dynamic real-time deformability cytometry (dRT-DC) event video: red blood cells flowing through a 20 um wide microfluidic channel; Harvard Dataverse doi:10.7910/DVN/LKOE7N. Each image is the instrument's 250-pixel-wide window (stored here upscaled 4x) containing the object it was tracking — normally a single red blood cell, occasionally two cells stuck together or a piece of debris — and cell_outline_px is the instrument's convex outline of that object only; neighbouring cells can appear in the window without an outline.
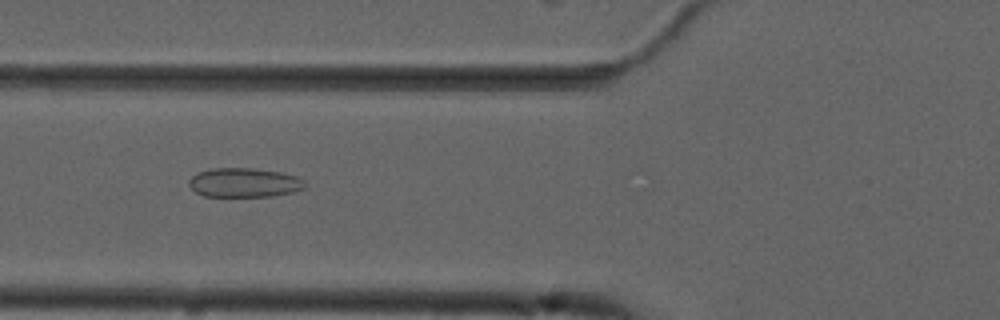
{"species": "common noctule bat (a hibernating species)", "species_latin": "Nyctalus noctula", "temperature_condition": "cold", "stored_images_in_passage": 5, "camera_frame_rate_fps": 3000, "um_per_image_px": 0.085, "animal": {"sex": "male", "forearm_length_mm": 52.5}, "frame": {"image": 1, "passage_image": 3, "time_ms": 2.333, "image_size_px": [1000, 320], "cell_outline_px": [[304, 188], [292, 192], [272, 196], [204, 196], [196, 192], [188, 184], [188, 180], [192, 176], [200, 172], [212, 168], [252, 168], [280, 172], [296, 176], [304, 180]], "centroid_in_image_um": [20.74, 15.52], "position_along_channel_um": 105.1, "area_um2": 19.59}}
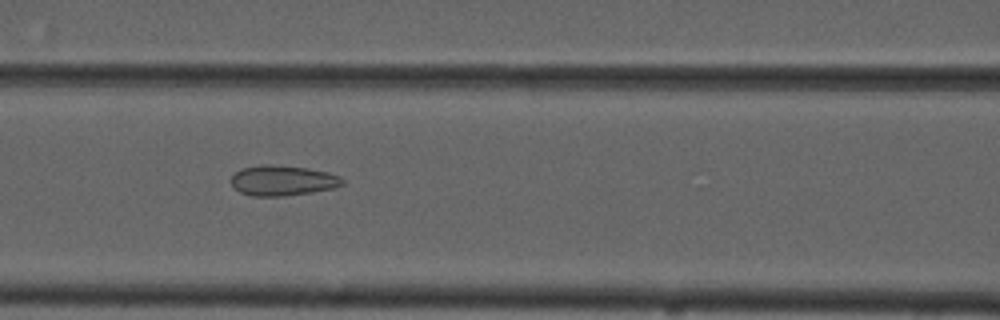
{"frame": {"image": 2, "passage_image": 4, "time_ms": 3.333, "image_size_px": [1000, 320], "cell_outline_px": [[344, 184], [332, 188], [312, 192], [284, 196], [252, 196], [240, 192], [232, 184], [232, 176], [236, 172], [244, 168], [260, 164], [268, 164], [308, 168], [328, 172], [340, 176], [344, 180]], "centroid_in_image_um": [24.05, 15.34], "position_along_channel_um": 142.6, "area_um2": 19.54}}
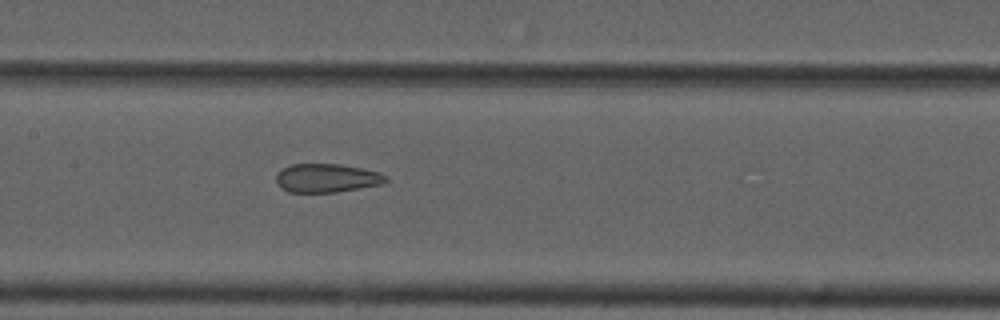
{"frame": {"image": 3, "passage_image": 5, "time_ms": 4.333, "image_size_px": [1000, 320], "cell_outline_px": [[388, 180], [380, 184], [336, 192], [288, 192], [280, 188], [276, 184], [276, 176], [284, 168], [292, 164], [340, 164], [380, 172], [388, 176]], "centroid_in_image_um": [27.76, 15.14], "position_along_channel_um": 179.6, "area_um2": 18.21}}